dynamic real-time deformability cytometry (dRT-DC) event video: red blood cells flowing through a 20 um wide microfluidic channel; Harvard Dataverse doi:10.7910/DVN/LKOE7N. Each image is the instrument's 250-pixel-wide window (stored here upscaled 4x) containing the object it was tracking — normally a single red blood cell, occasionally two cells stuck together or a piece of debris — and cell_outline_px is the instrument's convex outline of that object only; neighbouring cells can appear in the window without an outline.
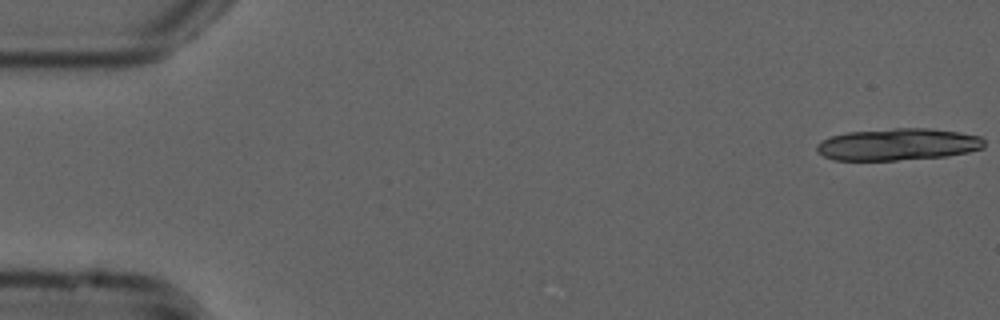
{"species": "common noctule bat (a hibernating species)", "species_latin": "Nyctalus noctula", "temperature_condition": "cold", "stored_images_in_passage": 4, "camera_frame_rate_fps": 3000, "um_per_image_px": 0.085, "animal": {"sex": "male", "forearm_length_mm": 52.5}, "frame": {"image": 1, "passage_image": 1, "time_ms": 0.0, "image_size_px": [1000, 320], "cell_outline_px": [[984, 148], [968, 152], [948, 156], [896, 160], [832, 160], [816, 152], [816, 144], [832, 136], [848, 132], [896, 128], [928, 128], [960, 132], [980, 136], [984, 140]], "centroid_in_image_um": [76.33, 12.27], "position_along_channel_um": 8.7, "area_um2": 31.21}}